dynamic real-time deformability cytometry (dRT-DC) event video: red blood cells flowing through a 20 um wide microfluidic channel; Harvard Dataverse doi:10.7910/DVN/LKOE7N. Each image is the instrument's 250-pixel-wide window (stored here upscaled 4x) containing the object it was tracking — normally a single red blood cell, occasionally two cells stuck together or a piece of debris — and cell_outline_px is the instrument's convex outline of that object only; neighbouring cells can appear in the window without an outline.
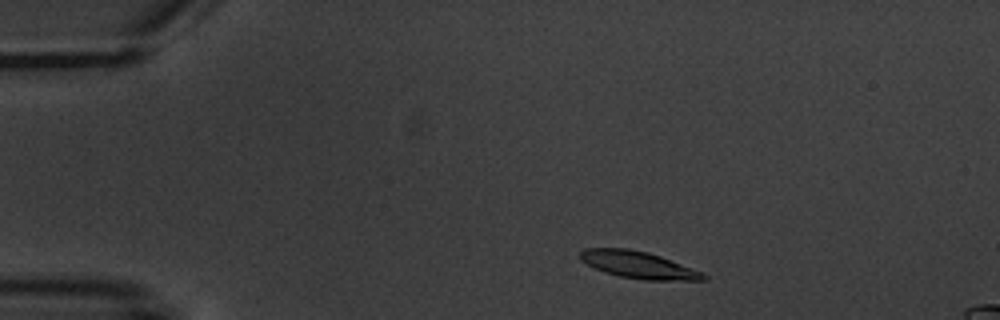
{"species": "common noctule bat (a hibernating species)", "species_latin": "Nyctalus noctula", "temperature_condition": "warm", "stored_images_in_passage": 3, "camera_frame_rate_fps": 3000, "um_per_image_px": 0.085, "animal": {"sex": "male", "body_mass_g": 20.1, "forearm_length_mm": 53.5}, "frame": {"image": 1, "passage_image": 1, "time_ms": 0.0, "image_size_px": [1000, 320], "cell_outline_px": [[708, 280], [644, 280], [620, 276], [604, 272], [580, 260], [580, 252], [584, 248], [628, 248], [648, 252], [660, 256], [704, 272], [708, 276]], "centroid_in_image_um": [54.3, 22.51], "position_along_channel_um": 30.7, "area_um2": 19.42}}